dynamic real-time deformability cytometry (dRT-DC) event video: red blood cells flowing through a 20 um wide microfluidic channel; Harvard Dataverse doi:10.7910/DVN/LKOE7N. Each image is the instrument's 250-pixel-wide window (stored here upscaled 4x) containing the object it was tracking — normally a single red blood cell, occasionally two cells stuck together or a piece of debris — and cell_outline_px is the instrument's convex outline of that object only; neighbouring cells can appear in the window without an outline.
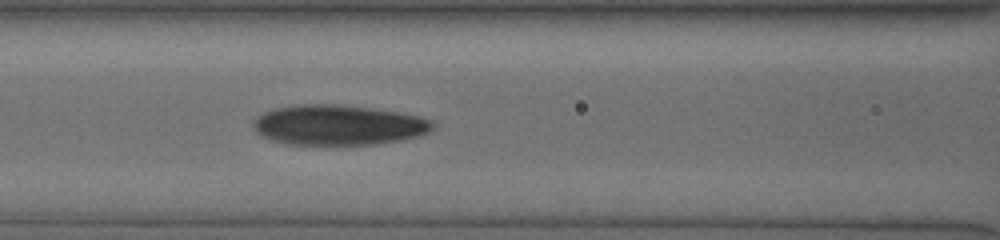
{"species": "human", "species_latin": "Homo sapiens", "temperature_condition": "cold", "stored_images_in_passage": 12, "camera_frame_rate_fps": 3000, "um_per_image_px": 0.085, "donor": {"sex": "male"}, "frame": {"image": 1, "passage_image": 12, "time_ms": 3.667, "image_size_px": [1000, 240], "cell_outline_px": [[436, 128], [420, 136], [400, 140], [376, 144], [284, 144], [272, 140], [256, 132], [252, 124], [256, 116], [264, 112], [276, 108], [300, 104], [340, 104], [372, 108], [396, 112], [416, 116], [432, 120], [436, 124]], "centroid_in_image_um": [28.77, 10.62], "position_along_channel_um": 137.8, "area_um2": 42.02}}